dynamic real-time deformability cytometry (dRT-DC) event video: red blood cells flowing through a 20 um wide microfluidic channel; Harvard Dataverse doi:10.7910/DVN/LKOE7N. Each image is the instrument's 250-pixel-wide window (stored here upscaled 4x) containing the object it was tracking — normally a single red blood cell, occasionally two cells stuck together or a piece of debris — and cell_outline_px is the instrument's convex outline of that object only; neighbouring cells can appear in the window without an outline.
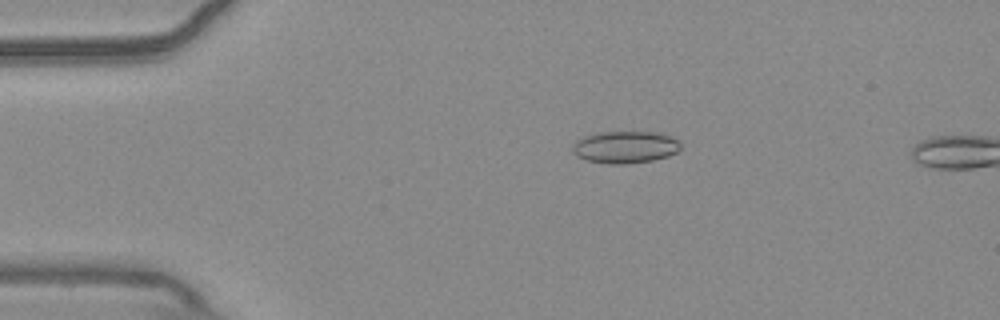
{"species": "common noctule bat (a hibernating species)", "species_latin": "Nyctalus noctula", "temperature_condition": "warm", "stored_images_in_passage": 13, "camera_frame_rate_fps": 3000, "um_per_image_px": 0.085, "animal": {"sex": "male", "body_mass_g": 20.4}, "frame": {"image": 1, "passage_image": 11, "time_ms": 3.333, "image_size_px": [1000, 320], "cell_outline_px": [[680, 148], [676, 152], [668, 156], [652, 160], [628, 164], [612, 164], [588, 160], [576, 156], [572, 152], [572, 144], [576, 140], [584, 136], [596, 132], [656, 132], [680, 140]], "centroid_in_image_um": [53.11, 12.5], "position_along_channel_um": 31.9, "area_um2": 20.29}}